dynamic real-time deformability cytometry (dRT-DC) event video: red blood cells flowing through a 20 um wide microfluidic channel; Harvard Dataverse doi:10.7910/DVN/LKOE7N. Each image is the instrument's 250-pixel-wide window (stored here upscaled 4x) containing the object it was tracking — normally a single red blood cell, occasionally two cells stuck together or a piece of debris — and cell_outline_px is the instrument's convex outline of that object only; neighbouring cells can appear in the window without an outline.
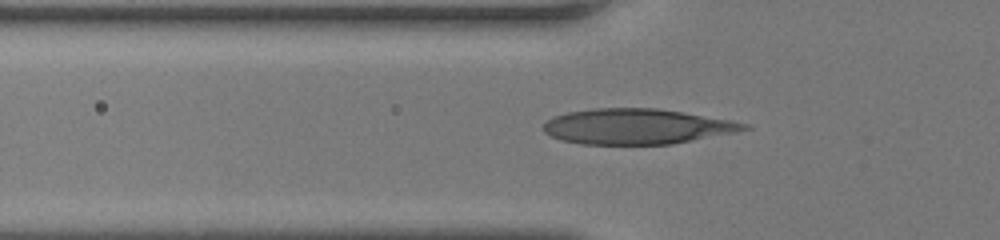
{"species": "human", "species_latin": "Homo sapiens", "temperature_condition": "room temperature", "stored_images_in_passage": 39, "segment_of_instrument_passage": [1, 2], "camera_frame_rate_fps": 3000, "um_per_image_px": 0.085, "donor": {"sex": "female"}, "frame": {"image": 1, "passage_image": 6, "time_ms": 1.667, "image_size_px": [1000, 240], "cell_outline_px": [[752, 128], [736, 132], [672, 144], [580, 144], [560, 140], [544, 132], [544, 124], [552, 116], [568, 112], [592, 108], [656, 108], [728, 120], [748, 124]], "centroid_in_image_um": [54.08, 10.75], "position_along_channel_um": 71.7, "area_um2": 41.1}}
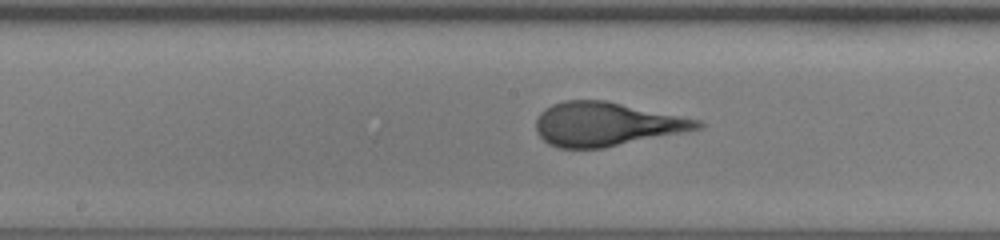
{"frame": {"image": 2, "passage_image": 15, "time_ms": 4.667, "image_size_px": [1000, 240], "cell_outline_px": [[704, 124], [700, 128], [604, 148], [556, 148], [548, 144], [536, 132], [536, 120], [540, 112], [552, 104], [564, 100], [604, 100], [700, 120]], "centroid_in_image_um": [51.47, 10.55], "position_along_channel_um": 196.7, "area_um2": 40.81}}
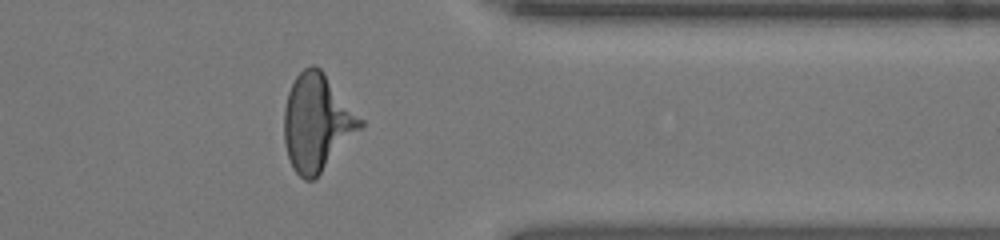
{"frame": {"image": 3, "passage_image": 29, "time_ms": 9.333, "image_size_px": [1000, 240], "cell_outline_px": [[364, 124], [320, 172], [312, 180], [304, 180], [292, 168], [284, 144], [284, 108], [288, 92], [296, 76], [304, 68], [312, 64], [320, 68], [324, 72], [364, 120]], "centroid_in_image_um": [26.92, 10.38], "position_along_channel_um": 384.5, "area_um2": 42.43}}